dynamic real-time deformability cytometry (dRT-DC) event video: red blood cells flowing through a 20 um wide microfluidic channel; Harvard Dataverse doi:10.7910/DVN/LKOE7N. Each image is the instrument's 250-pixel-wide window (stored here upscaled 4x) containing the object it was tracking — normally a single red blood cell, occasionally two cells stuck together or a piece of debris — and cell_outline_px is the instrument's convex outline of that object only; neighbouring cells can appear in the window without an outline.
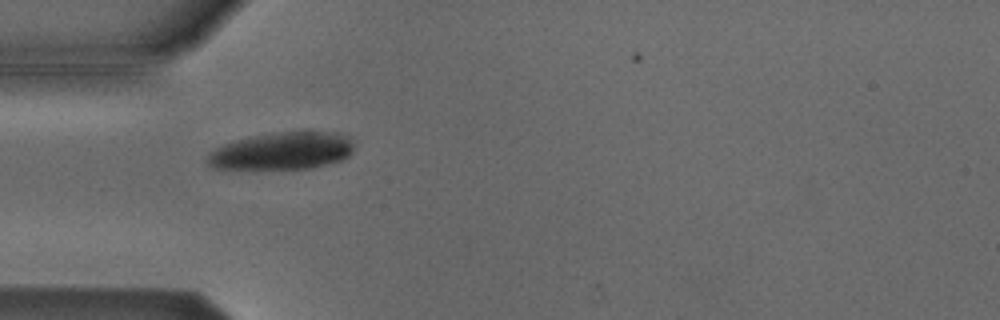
{"species": "Egyptian fruit bat (a non-hibernating species)", "species_latin": "Rousettus aegyptiacus", "temperature_condition": "cold", "stored_images_in_passage": 37, "camera_frame_rate_fps": 3000, "um_per_image_px": 0.085, "animal": {"sex": "male"}, "frame": {"image": 1, "passage_image": 4, "time_ms": 1.0, "image_size_px": [1000, 320], "cell_outline_px": [[352, 152], [348, 156], [340, 160], [312, 168], [212, 168], [204, 160], [208, 152], [224, 144], [236, 140], [276, 132], [340, 132], [348, 136], [352, 144]], "centroid_in_image_um": [23.96, 12.83], "position_along_channel_um": 61.0, "area_um2": 31.56}}
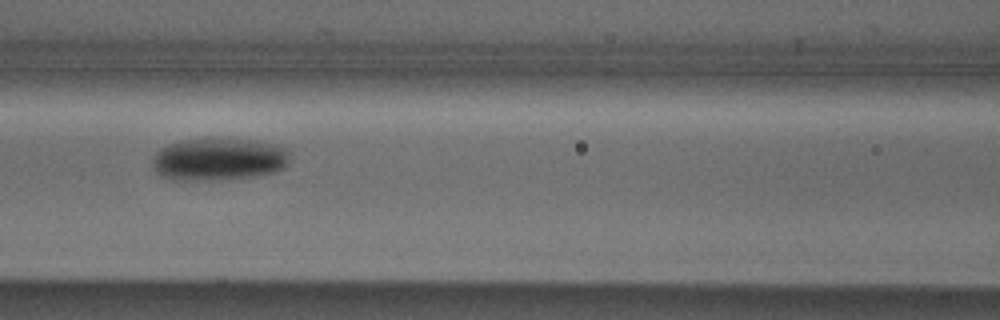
{"frame": {"image": 2, "passage_image": 11, "time_ms": 3.333, "image_size_px": [1000, 320], "cell_outline_px": [[288, 164], [284, 168], [276, 172], [256, 176], [216, 180], [164, 176], [156, 172], [152, 168], [152, 156], [160, 148], [168, 144], [180, 140], [208, 136], [228, 136], [256, 140], [284, 148], [288, 152]], "centroid_in_image_um": [18.6, 13.46], "position_along_channel_um": 148.0, "area_um2": 34.56}}
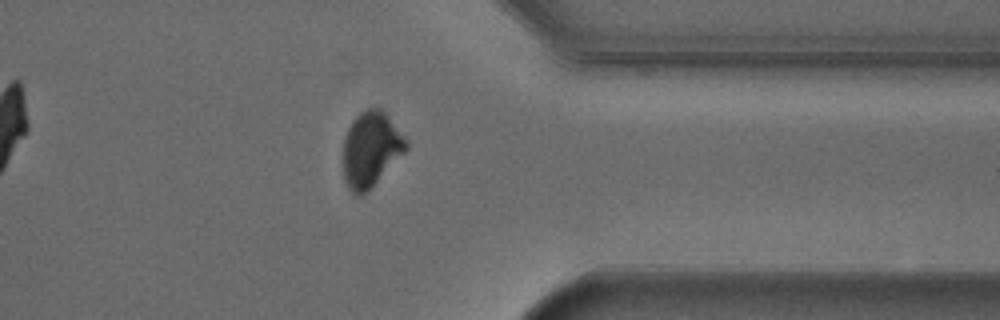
{"frame": {"image": 3, "passage_image": 30, "time_ms": 9.667, "image_size_px": [1000, 320], "cell_outline_px": [[408, 148], [360, 196], [356, 196], [348, 188], [344, 180], [344, 136], [352, 120], [360, 112], [368, 108], [380, 108], [388, 116], [404, 136], [408, 144]], "centroid_in_image_um": [31.49, 12.64], "position_along_channel_um": 379.9, "area_um2": 26.82}}